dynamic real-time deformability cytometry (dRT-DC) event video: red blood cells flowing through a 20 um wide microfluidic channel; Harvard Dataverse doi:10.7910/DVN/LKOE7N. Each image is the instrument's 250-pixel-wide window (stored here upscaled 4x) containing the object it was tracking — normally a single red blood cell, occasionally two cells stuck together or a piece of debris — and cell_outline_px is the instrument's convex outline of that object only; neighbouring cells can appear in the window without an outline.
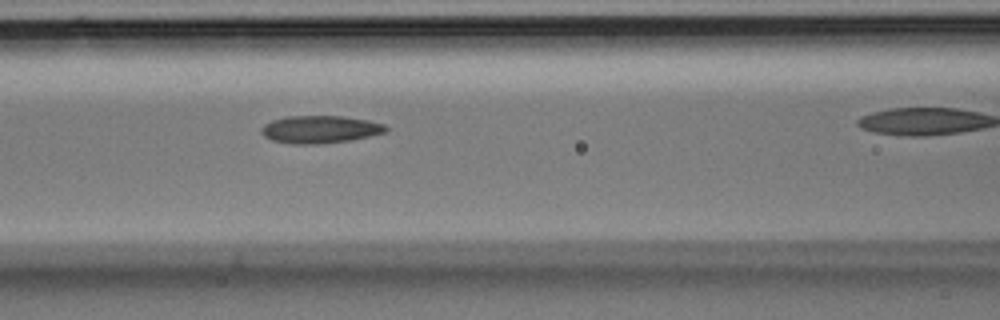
{"species": "Egyptian fruit bat (a non-hibernating species)", "species_latin": "Rousettus aegyptiacus", "temperature_condition": "room temperature", "stored_images_in_passage": 20, "camera_frame_rate_fps": 3000, "um_per_image_px": 0.085, "animal": {"sex": "male"}, "frame": {"image": 1, "passage_image": 6, "time_ms": 1.667, "image_size_px": [1000, 320], "cell_outline_px": [[388, 132], [352, 140], [316, 144], [292, 144], [272, 140], [264, 136], [260, 132], [264, 124], [272, 120], [288, 116], [340, 116], [368, 120], [384, 124], [388, 128]], "centroid_in_image_um": [27.22, 11.0], "position_along_channel_um": 139.4, "area_um2": 20.06}}
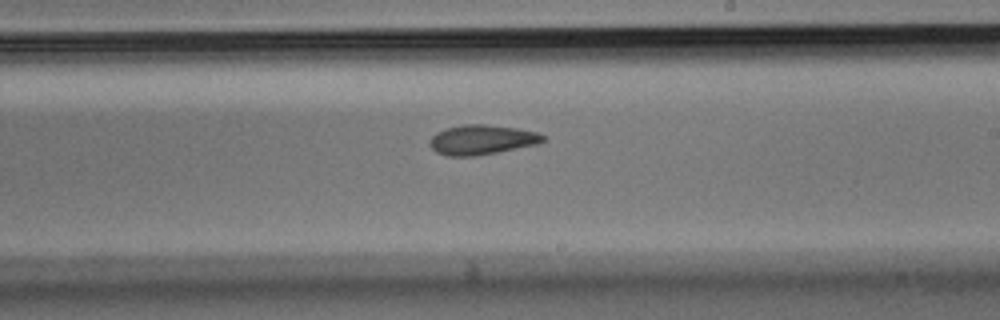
{"frame": {"image": 2, "passage_image": 12, "time_ms": 3.667, "image_size_px": [1000, 320], "cell_outline_px": [[544, 140], [536, 144], [476, 156], [448, 156], [436, 152], [428, 144], [428, 140], [436, 132], [448, 128], [464, 124], [484, 124], [516, 128], [536, 132], [544, 136]], "centroid_in_image_um": [40.89, 11.88], "position_along_channel_um": 248.1, "area_um2": 19.42}}
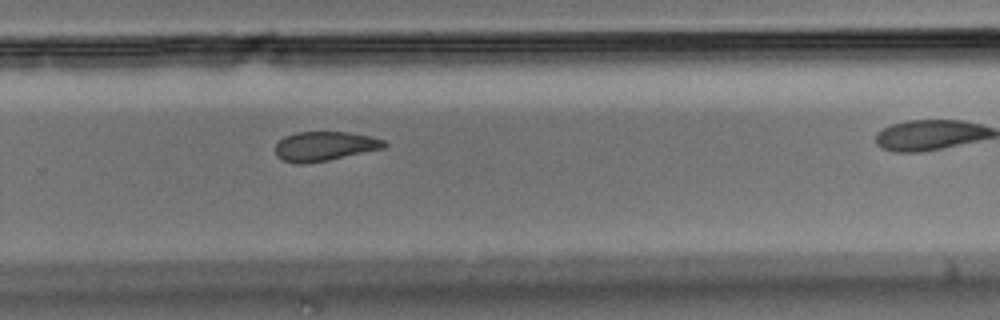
{"frame": {"image": 3, "passage_image": 15, "time_ms": 4.667, "image_size_px": [1000, 320], "cell_outline_px": [[388, 144], [384, 148], [328, 160], [300, 164], [296, 164], [280, 160], [276, 156], [276, 144], [284, 136], [296, 132], [348, 132], [372, 136], [384, 140]], "centroid_in_image_um": [27.58, 12.42], "position_along_channel_um": 302.2, "area_um2": 18.73}}